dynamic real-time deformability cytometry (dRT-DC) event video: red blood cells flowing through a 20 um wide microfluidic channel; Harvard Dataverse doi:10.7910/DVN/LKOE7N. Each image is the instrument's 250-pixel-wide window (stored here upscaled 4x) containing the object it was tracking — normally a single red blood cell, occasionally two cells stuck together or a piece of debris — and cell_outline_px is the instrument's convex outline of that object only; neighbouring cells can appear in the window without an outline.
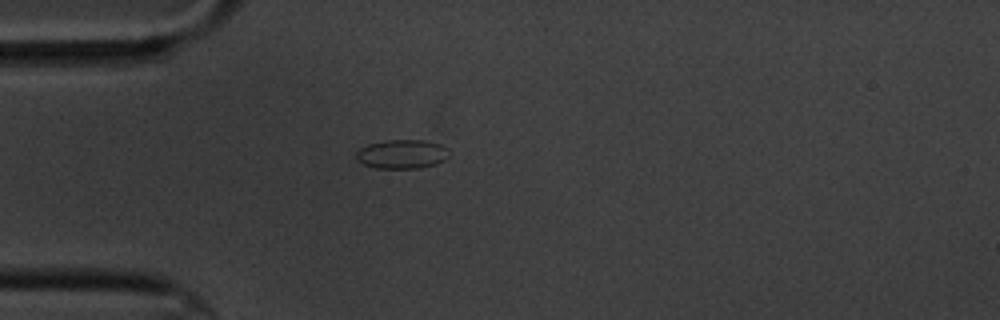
{"species": "common noctule bat (a hibernating species)", "species_latin": "Nyctalus noctula", "temperature_condition": "cold", "stored_images_in_passage": 2, "camera_frame_rate_fps": 3000, "um_per_image_px": 0.085, "animal": {"sex": "male", "body_mass_g": 20.1, "forearm_length_mm": 53.5}, "frame": {"image": 1, "passage_image": 1, "time_ms": 0.0, "image_size_px": [1000, 320], "cell_outline_px": [[452, 152], [444, 160], [436, 164], [420, 168], [376, 168], [364, 164], [356, 160], [356, 152], [360, 148], [368, 144], [384, 140], [424, 140], [440, 144], [448, 148]], "centroid_in_image_um": [34.19, 13.09], "position_along_channel_um": 50.8, "area_um2": 15.9}}